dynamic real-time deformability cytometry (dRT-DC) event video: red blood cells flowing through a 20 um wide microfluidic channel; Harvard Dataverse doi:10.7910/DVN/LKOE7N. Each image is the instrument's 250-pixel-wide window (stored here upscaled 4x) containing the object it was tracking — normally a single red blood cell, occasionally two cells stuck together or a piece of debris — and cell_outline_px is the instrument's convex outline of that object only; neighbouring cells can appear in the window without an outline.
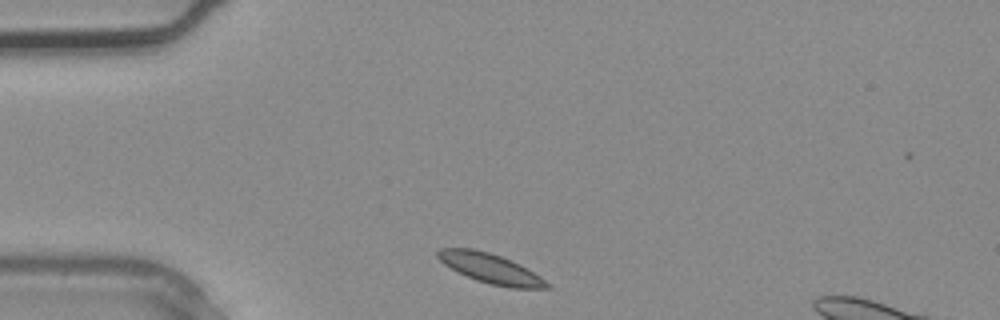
{"species": "common noctule bat (a hibernating species)", "species_latin": "Nyctalus noctula", "temperature_condition": "warm", "stored_images_in_passage": 2, "segment_of_instrument_passage": [2, 2], "camera_frame_rate_fps": 3000, "um_per_image_px": 0.085, "animal": {"sex": "male", "body_mass_g": 20.4}, "frame": {"image": 1, "passage_image": 2, "time_ms": 0.333, "image_size_px": [1000, 320], "cell_outline_px": [[552, 288], [508, 288], [488, 284], [476, 280], [444, 264], [436, 256], [436, 252], [440, 248], [472, 248], [488, 252], [500, 256], [520, 264], [528, 268], [552, 284]], "centroid_in_image_um": [41.75, 22.83], "position_along_channel_um": 43.3, "area_um2": 18.96}}